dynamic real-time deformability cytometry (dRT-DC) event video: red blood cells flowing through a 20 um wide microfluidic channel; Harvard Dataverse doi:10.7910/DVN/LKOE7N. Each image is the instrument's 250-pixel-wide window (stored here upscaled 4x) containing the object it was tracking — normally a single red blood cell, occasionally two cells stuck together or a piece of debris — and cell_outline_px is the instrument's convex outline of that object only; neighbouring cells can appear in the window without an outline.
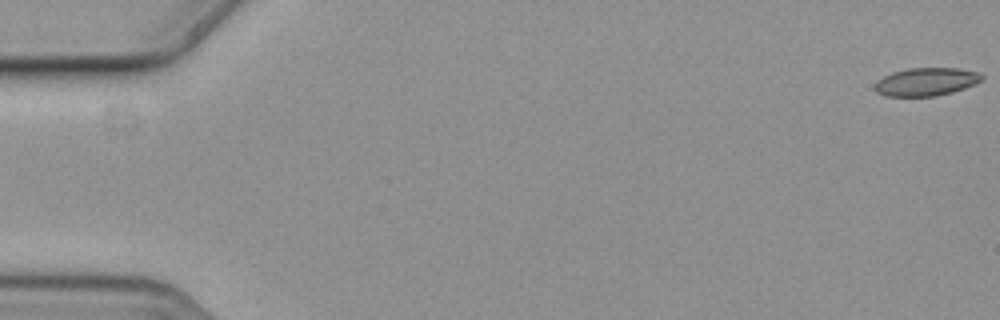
{"species": "common noctule bat (a hibernating species)", "species_latin": "Nyctalus noctula", "temperature_condition": "cold", "stored_images_in_passage": 15, "camera_frame_rate_fps": 3000, "um_per_image_px": 0.085, "animal": {"sex": "female", "body_mass_g": 19.3, "forearm_length_mm": 54.1}, "frame": {"image": 1, "passage_image": 1, "time_ms": 0.0, "image_size_px": [1000, 320], "cell_outline_px": [[984, 76], [980, 80], [964, 88], [952, 92], [936, 96], [884, 96], [876, 92], [876, 80], [892, 72], [908, 68], [960, 68], [980, 72]], "centroid_in_image_um": [78.71, 6.94], "position_along_channel_um": 6.3, "area_um2": 17.46}}